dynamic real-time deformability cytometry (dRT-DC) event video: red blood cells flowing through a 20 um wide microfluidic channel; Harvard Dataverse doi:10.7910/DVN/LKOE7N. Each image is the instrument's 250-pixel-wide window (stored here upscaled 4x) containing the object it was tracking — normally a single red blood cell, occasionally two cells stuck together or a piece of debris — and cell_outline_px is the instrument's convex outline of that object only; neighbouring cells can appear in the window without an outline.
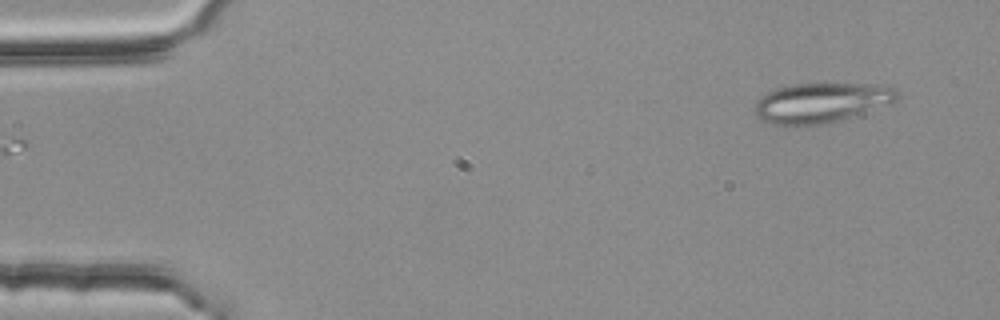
{"species": "common noctule bat (a hibernating species)", "species_latin": "Nyctalus noctula", "temperature_condition": "room temperature", "stored_images_in_passage": 5, "camera_frame_rate_fps": 3000, "um_per_image_px": 0.085, "animal": {"sex": "female", "body_mass_g": 25.1}, "frame": {"image": 1, "passage_image": 5, "time_ms": 1.333, "image_size_px": [1000, 320], "cell_outline_px": [[904, 96], [900, 100], [840, 120], [820, 124], [784, 128], [760, 120], [756, 112], [756, 100], [760, 96], [776, 88], [792, 84], [876, 84], [896, 88]], "centroid_in_image_um": [69.82, 8.74], "position_along_channel_um": 15.2, "area_um2": 33.64}}